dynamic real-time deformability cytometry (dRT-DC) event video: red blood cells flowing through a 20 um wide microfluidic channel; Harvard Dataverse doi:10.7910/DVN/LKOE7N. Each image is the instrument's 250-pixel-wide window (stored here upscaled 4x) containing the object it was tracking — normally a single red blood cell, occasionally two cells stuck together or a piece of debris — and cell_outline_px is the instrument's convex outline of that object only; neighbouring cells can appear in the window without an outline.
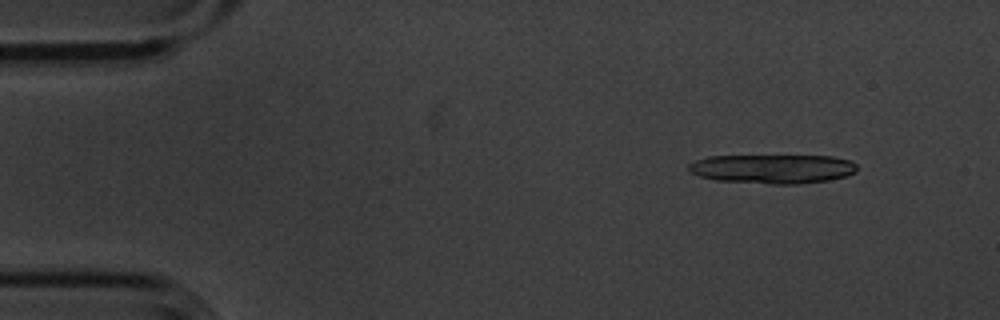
{"species": "common noctule bat (a hibernating species)", "species_latin": "Nyctalus noctula", "temperature_condition": "cold", "stored_images_in_passage": 5, "camera_frame_rate_fps": 3000, "um_per_image_px": 0.085, "animal": {"sex": "male", "body_mass_g": 20.1, "forearm_length_mm": 53.5}, "frame": {"image": 1, "passage_image": 2, "time_ms": 0.333, "image_size_px": [1000, 320], "cell_outline_px": [[856, 172], [848, 176], [828, 180], [796, 184], [772, 184], [716, 180], [700, 176], [692, 172], [688, 168], [688, 164], [696, 160], [708, 156], [832, 156], [852, 160], [856, 164]], "centroid_in_image_um": [65.71, 14.35], "position_along_channel_um": 19.3, "area_um2": 28.61}}